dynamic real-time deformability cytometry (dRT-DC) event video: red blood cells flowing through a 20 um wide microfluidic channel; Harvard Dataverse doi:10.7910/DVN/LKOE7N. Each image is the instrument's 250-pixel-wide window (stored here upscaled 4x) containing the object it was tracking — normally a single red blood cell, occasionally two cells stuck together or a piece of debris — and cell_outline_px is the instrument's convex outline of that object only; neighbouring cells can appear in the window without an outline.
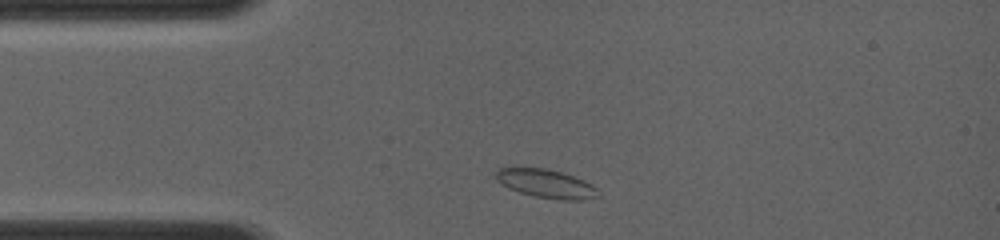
{"species": "common noctule bat (a hibernating species)", "species_latin": "Nyctalus noctula", "temperature_condition": "room temperature", "stored_images_in_passage": 2, "camera_frame_rate_fps": 4000, "um_per_image_px": 0.085, "animal": {"sex": "female", "body_mass_g": 19.0, "forearm_length_mm": 56.7}, "frame": {"image": 1, "passage_image": 1, "time_ms": 0.0, "image_size_px": [1000, 240], "cell_outline_px": [[600, 196], [584, 200], [560, 200], [536, 196], [520, 192], [508, 188], [496, 180], [496, 172], [500, 168], [512, 164], [548, 168], [584, 180], [592, 184], [596, 188]], "centroid_in_image_um": [46.36, 15.56], "position_along_channel_um": 38.6, "area_um2": 17.57}}